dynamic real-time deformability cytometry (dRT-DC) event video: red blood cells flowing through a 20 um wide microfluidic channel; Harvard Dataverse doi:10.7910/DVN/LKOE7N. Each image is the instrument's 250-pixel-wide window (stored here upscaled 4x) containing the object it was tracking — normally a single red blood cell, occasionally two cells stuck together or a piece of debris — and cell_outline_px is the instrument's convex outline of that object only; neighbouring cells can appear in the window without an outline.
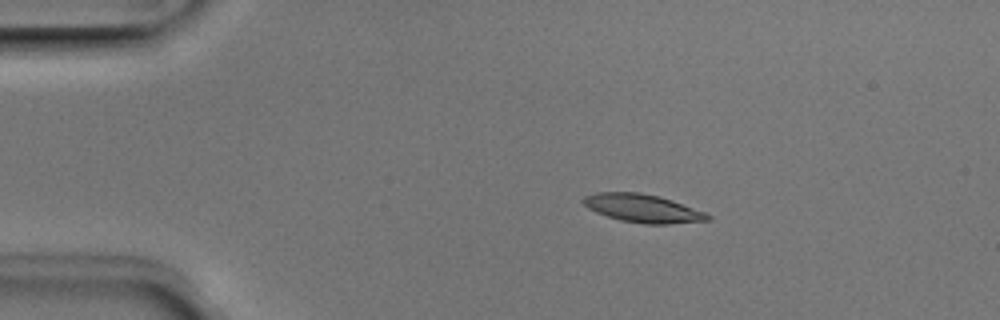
{"species": "Egyptian fruit bat (a non-hibernating species)", "species_latin": "Rousettus aegyptiacus", "temperature_condition": "room temperature", "stored_images_in_passage": 8, "camera_frame_rate_fps": 3000, "um_per_image_px": 0.085, "animal": {"sex": "male"}, "frame": {"image": 1, "passage_image": 2, "time_ms": 0.333, "image_size_px": [1000, 320], "cell_outline_px": [[712, 216], [708, 220], [668, 224], [644, 224], [620, 220], [596, 212], [588, 208], [580, 200], [584, 196], [596, 192], [640, 192], [672, 200], [704, 212]], "centroid_in_image_um": [54.59, 17.7], "position_along_channel_um": 30.4, "area_um2": 20.29}}
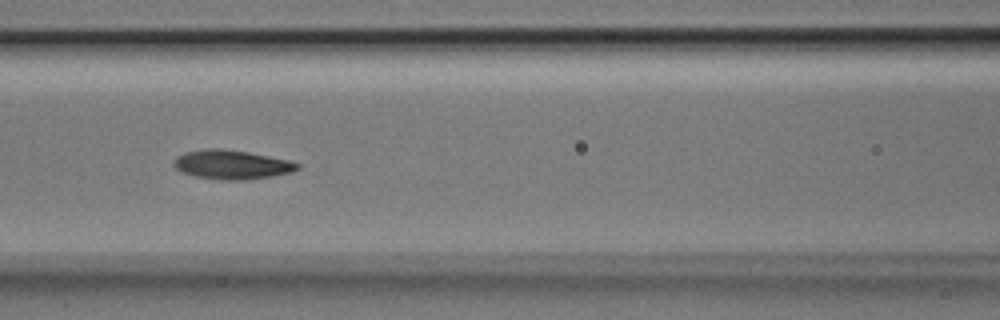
{"frame": {"image": 2, "passage_image": 6, "time_ms": 1.667, "image_size_px": [1000, 320], "cell_outline_px": [[300, 168], [292, 172], [272, 176], [244, 180], [220, 180], [196, 176], [184, 172], [176, 168], [172, 164], [172, 160], [176, 156], [184, 152], [208, 148], [220, 148], [248, 152], [288, 160], [300, 164]], "centroid_in_image_um": [19.68, 13.99], "position_along_channel_um": 146.9, "area_um2": 20.98}}
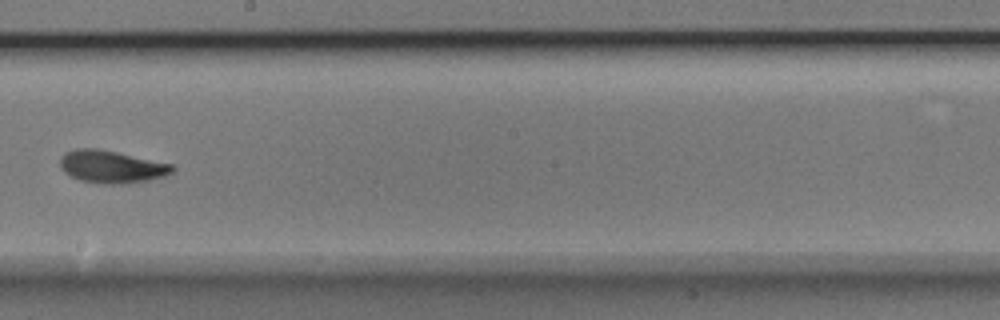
{"frame": {"image": 3, "passage_image": 8, "time_ms": 2.333, "image_size_px": [1000, 320], "cell_outline_px": [[176, 168], [172, 172], [164, 176], [148, 180], [128, 184], [100, 184], [80, 180], [64, 172], [60, 168], [60, 156], [64, 152], [76, 148], [96, 148], [116, 152], [172, 164]], "centroid_in_image_um": [9.45, 14.17], "position_along_channel_um": 238.8, "area_um2": 21.39}}